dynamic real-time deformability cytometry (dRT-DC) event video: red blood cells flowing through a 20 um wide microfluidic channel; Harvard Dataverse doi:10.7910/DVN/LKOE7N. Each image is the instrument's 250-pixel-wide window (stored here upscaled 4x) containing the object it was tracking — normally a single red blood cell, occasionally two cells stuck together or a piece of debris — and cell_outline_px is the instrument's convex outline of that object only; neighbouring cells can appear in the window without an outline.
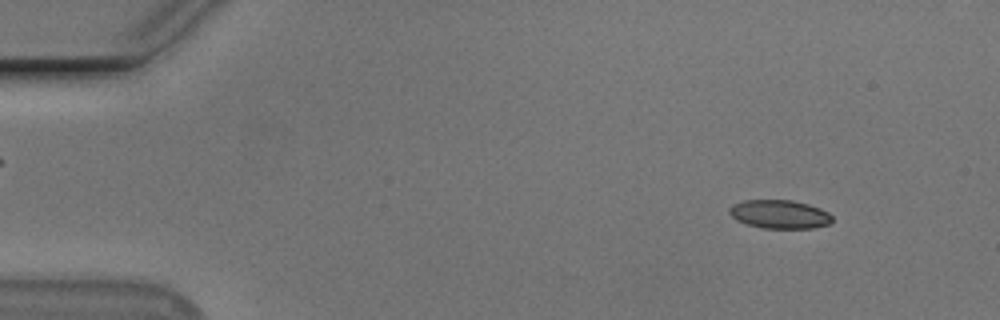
{"species": "Egyptian fruit bat (a non-hibernating species)", "species_latin": "Rousettus aegyptiacus", "temperature_condition": "cold", "stored_images_in_passage": 50, "camera_frame_rate_fps": 3000, "um_per_image_px": 0.085, "animal": {"sex": "male"}, "frame": {"image": 1, "passage_image": 2, "time_ms": 0.333, "image_size_px": [1000, 320], "cell_outline_px": [[832, 220], [828, 224], [812, 228], [764, 228], [748, 224], [736, 220], [728, 212], [728, 208], [732, 204], [744, 200], [792, 200], [808, 204], [820, 208], [828, 212], [832, 216]], "centroid_in_image_um": [66.24, 18.2], "position_along_channel_um": 18.8, "area_um2": 17.11}}
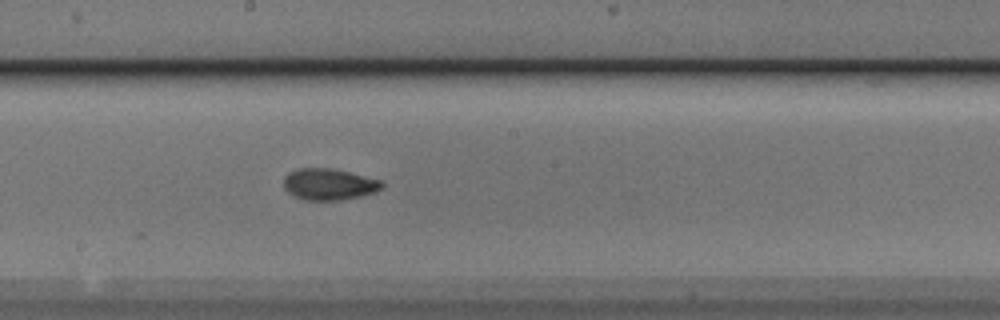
{"frame": {"image": 2, "passage_image": 26, "time_ms": 8.333, "image_size_px": [1000, 320], "cell_outline_px": [[384, 184], [376, 192], [360, 196], [340, 200], [304, 200], [288, 192], [284, 188], [284, 176], [288, 172], [300, 168], [332, 168], [380, 180]], "centroid_in_image_um": [27.94, 15.66], "position_along_channel_um": 220.3, "area_um2": 17.86}}
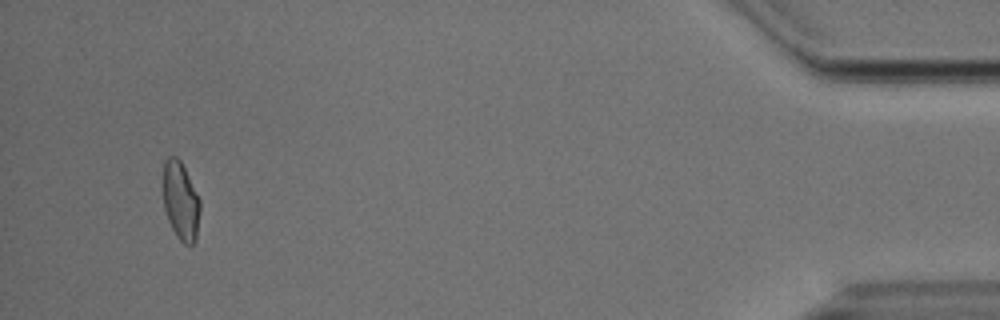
{"frame": {"image": 3, "passage_image": 48, "time_ms": 15.667, "image_size_px": [1000, 320], "cell_outline_px": [[200, 212], [196, 240], [192, 244], [184, 244], [176, 236], [168, 220], [164, 208], [160, 184], [164, 160], [168, 156], [176, 156], [180, 160], [200, 200]], "centroid_in_image_um": [15.3, 17.04], "position_along_channel_um": 419.9, "area_um2": 17.4}, "authors_computed_cell_mechanics": {"area_um2": 17.6001, "velocity_mm_per_s": 3.7558, "shape_relaxation_time_tau1_ms": 6.322, "shape_relaxation_time_tau2_ms": null, "deformation_change_tau1": 0.1474, "deformation_change_tau2": null}}